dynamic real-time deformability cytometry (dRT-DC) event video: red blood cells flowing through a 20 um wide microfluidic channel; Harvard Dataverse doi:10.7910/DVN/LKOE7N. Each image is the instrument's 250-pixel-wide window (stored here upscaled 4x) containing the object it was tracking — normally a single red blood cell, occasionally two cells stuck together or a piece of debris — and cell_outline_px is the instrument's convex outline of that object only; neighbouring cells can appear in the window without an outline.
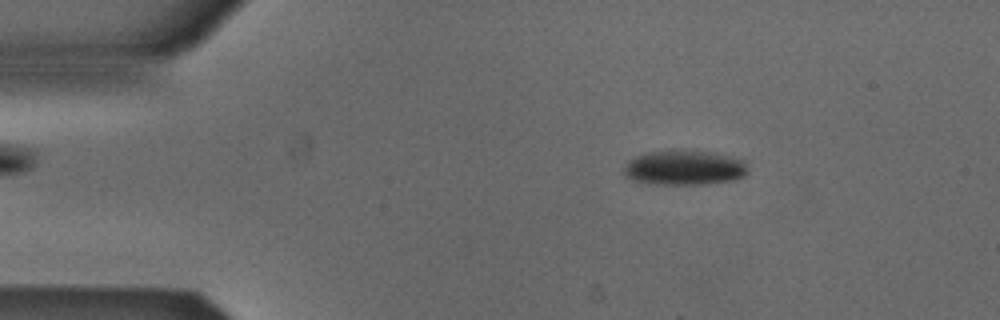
{"species": "Egyptian fruit bat (a non-hibernating species)", "species_latin": "Rousettus aegyptiacus", "temperature_condition": "cold", "stored_images_in_passage": 4, "camera_frame_rate_fps": 3000, "um_per_image_px": 0.085, "animal": {"sex": "male"}, "frame": {"image": 1, "passage_image": 1, "time_ms": 0.0, "image_size_px": [1000, 320], "cell_outline_px": [[748, 172], [744, 176], [736, 180], [708, 184], [652, 184], [632, 180], [624, 176], [620, 172], [628, 160], [636, 156], [648, 152], [712, 152], [744, 160], [748, 168]], "centroid_in_image_um": [58.15, 14.29], "position_along_channel_um": 26.8, "area_um2": 25.03}}
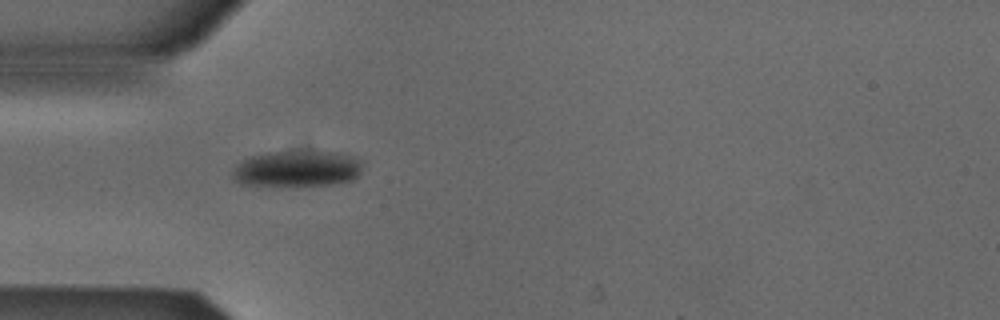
{"frame": {"image": 2, "passage_image": 3, "time_ms": 0.667, "image_size_px": [1000, 320], "cell_outline_px": [[360, 172], [352, 180], [332, 184], [300, 188], [240, 184], [232, 176], [232, 172], [236, 164], [248, 156], [268, 152], [300, 148], [332, 152], [348, 156], [360, 160]], "centroid_in_image_um": [25.18, 14.34], "position_along_channel_um": 59.8, "area_um2": 28.67}}
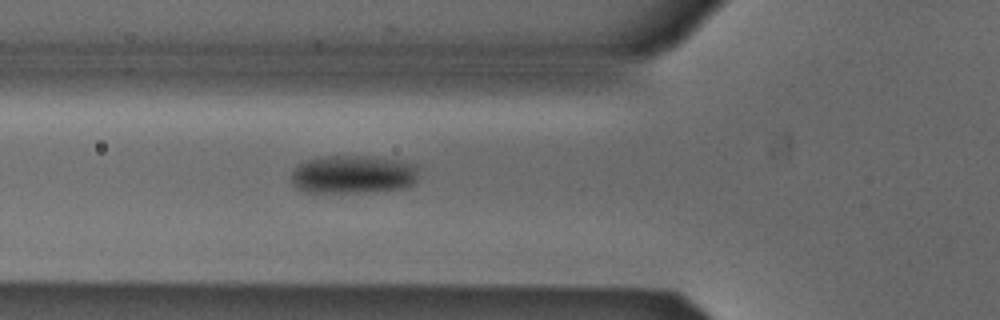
{"frame": {"image": 3, "passage_image": 4, "time_ms": 1.0, "image_size_px": [1000, 320], "cell_outline_px": [[416, 180], [412, 184], [404, 188], [368, 192], [308, 192], [296, 188], [292, 184], [292, 172], [300, 164], [308, 160], [320, 156], [368, 156], [400, 160], [416, 164]], "centroid_in_image_um": [30.01, 14.82], "position_along_channel_um": 95.8, "area_um2": 28.38}}